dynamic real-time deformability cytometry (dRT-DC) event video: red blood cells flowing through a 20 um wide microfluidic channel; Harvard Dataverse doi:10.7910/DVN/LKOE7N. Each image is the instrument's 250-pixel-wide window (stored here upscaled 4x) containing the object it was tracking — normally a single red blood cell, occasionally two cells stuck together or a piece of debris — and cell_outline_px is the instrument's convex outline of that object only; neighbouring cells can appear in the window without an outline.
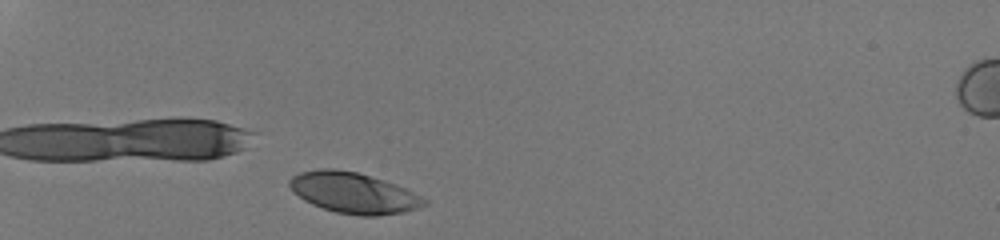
{"species": "human", "species_latin": "Homo sapiens", "temperature_condition": "room temperature", "stored_images_in_passage": 31, "camera_frame_rate_fps": 3000, "um_per_image_px": 0.085, "donor": {"sex": "male"}, "frame": {"image": 1, "passage_image": 2, "time_ms": 0.333, "image_size_px": [1000, 240], "cell_outline_px": [[428, 204], [404, 212], [376, 216], [360, 216], [336, 212], [312, 204], [304, 200], [292, 192], [288, 184], [288, 180], [292, 176], [300, 172], [320, 168], [336, 168], [356, 172], [384, 180], [396, 184], [428, 200]], "centroid_in_image_um": [30.02, 16.39], "position_along_channel_um": 55.0, "area_um2": 32.08}}
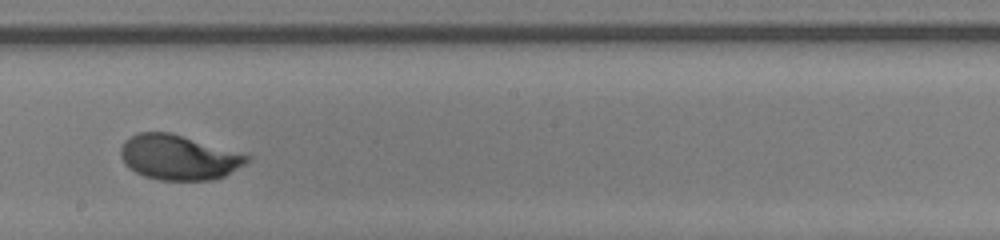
{"frame": {"image": 2, "passage_image": 18, "time_ms": 5.667, "image_size_px": [1000, 240], "cell_outline_px": [[252, 156], [244, 164], [224, 176], [212, 180], [160, 180], [144, 176], [128, 168], [124, 164], [120, 156], [120, 148], [124, 140], [140, 132], [168, 132]], "centroid_in_image_um": [15.13, 13.38], "position_along_channel_um": 233.1, "area_um2": 32.77}}
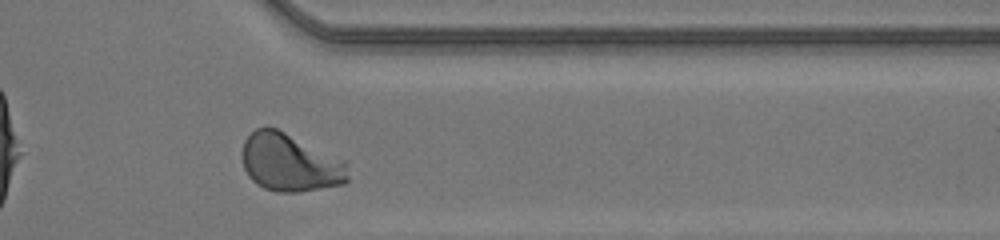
{"frame": {"image": 3, "passage_image": 29, "time_ms": 9.333, "image_size_px": [1000, 240], "cell_outline_px": [[348, 180], [344, 184], [296, 192], [276, 192], [264, 188], [256, 184], [248, 176], [244, 168], [240, 152], [244, 140], [256, 128], [276, 128], [344, 160], [348, 176]], "centroid_in_image_um": [24.6, 13.84], "position_along_channel_um": 386.8, "area_um2": 35.49}, "authors_computed_cell_mechanics": {"area_um2": 33.2928, "velocity_mm_per_s": 4.1839, "shape_relaxation_time_tau1_ms": 2.1126, "shape_relaxation_time_tau2_ms": null, "deformation_change_tau1": 0.1529, "deformation_change_tau2": null}}